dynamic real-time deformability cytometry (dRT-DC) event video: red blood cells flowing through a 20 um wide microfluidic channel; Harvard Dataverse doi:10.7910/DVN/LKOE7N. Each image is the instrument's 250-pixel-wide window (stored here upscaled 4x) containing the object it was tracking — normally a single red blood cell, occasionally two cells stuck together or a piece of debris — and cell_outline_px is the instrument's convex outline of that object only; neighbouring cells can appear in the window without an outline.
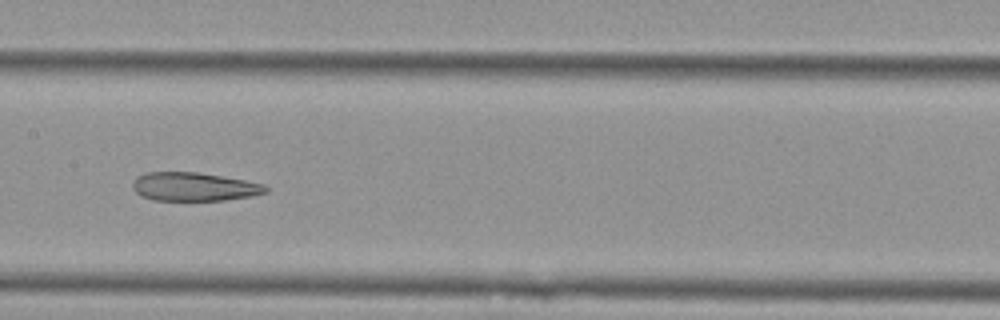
{"species": "Egyptian fruit bat (a non-hibernating species)", "species_latin": "Rousettus aegyptiacus", "temperature_condition": "cold", "stored_images_in_passage": 8, "camera_frame_rate_fps": 3000, "um_per_image_px": 0.085, "animal": {"sex": "female"}, "frame": {"image": 1, "passage_image": 6, "time_ms": 1.667, "image_size_px": [1000, 320], "cell_outline_px": [[268, 192], [252, 196], [224, 200], [152, 200], [140, 196], [132, 188], [132, 184], [136, 176], [144, 172], [200, 172], [244, 180], [264, 184], [268, 188]], "centroid_in_image_um": [16.46, 15.87], "position_along_channel_um": 190.9, "area_um2": 22.31}}
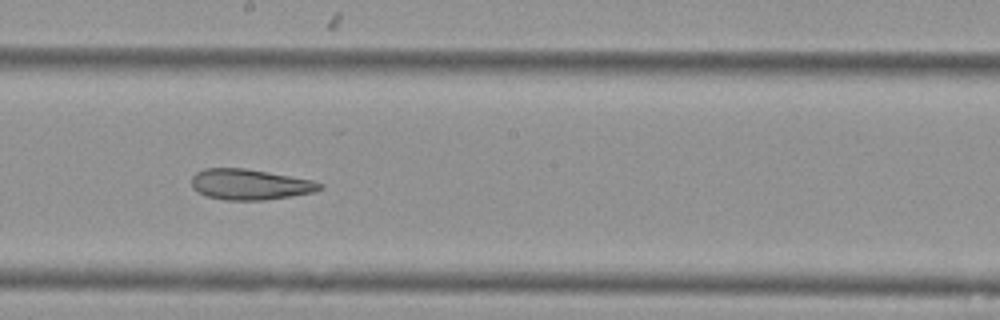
{"frame": {"image": 2, "passage_image": 7, "time_ms": 2.0, "image_size_px": [1000, 320], "cell_outline_px": [[324, 188], [312, 192], [264, 200], [224, 200], [204, 196], [196, 192], [192, 188], [192, 176], [196, 172], [204, 168], [244, 168], [268, 172], [312, 180], [324, 184]], "centroid_in_image_um": [21.19, 15.68], "position_along_channel_um": 227.0, "area_um2": 22.95}}
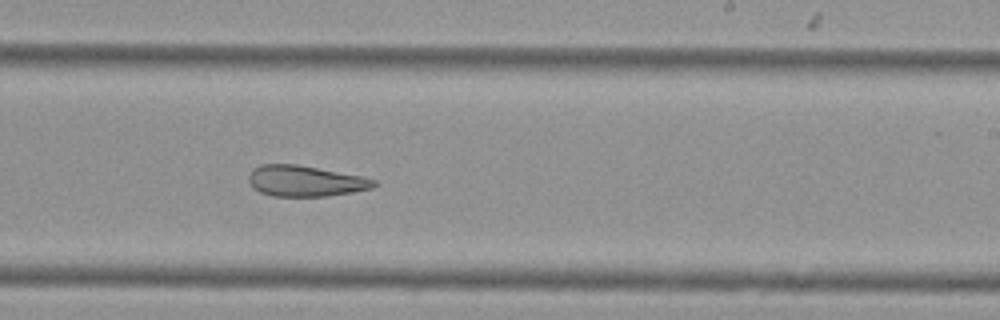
{"frame": {"image": 3, "passage_image": 8, "time_ms": 2.333, "image_size_px": [1000, 320], "cell_outline_px": [[376, 184], [372, 188], [352, 192], [328, 196], [272, 196], [260, 192], [252, 188], [248, 180], [248, 176], [252, 168], [260, 164], [296, 164], [360, 176], [376, 180]], "centroid_in_image_um": [25.88, 15.38], "position_along_channel_um": 263.1, "area_um2": 22.48}}